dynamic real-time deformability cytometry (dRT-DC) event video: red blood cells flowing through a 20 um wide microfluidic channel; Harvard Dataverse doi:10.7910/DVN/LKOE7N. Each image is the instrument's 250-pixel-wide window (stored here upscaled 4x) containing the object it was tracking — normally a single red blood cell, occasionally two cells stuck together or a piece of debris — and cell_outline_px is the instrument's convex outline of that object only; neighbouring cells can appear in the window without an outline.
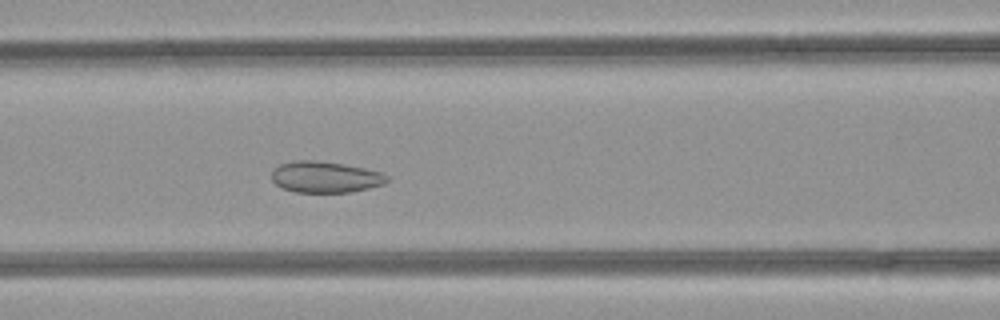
{"species": "common noctule bat (a hibernating species)", "species_latin": "Nyctalus noctula", "temperature_condition": "room temperature", "stored_images_in_passage": 49, "camera_frame_rate_fps": 3000, "um_per_image_px": 0.085, "animal": {"sex": "female", "body_mass_g": 21.9}, "frame": {"image": 1, "passage_image": 20, "time_ms": 6.333, "image_size_px": [1000, 320], "cell_outline_px": [[388, 180], [384, 184], [368, 188], [348, 192], [296, 192], [280, 188], [272, 180], [272, 168], [280, 164], [292, 160], [316, 160], [344, 164], [364, 168], [380, 172], [388, 176]], "centroid_in_image_um": [27.6, 15.04], "position_along_channel_um": 139.0, "area_um2": 21.1}}
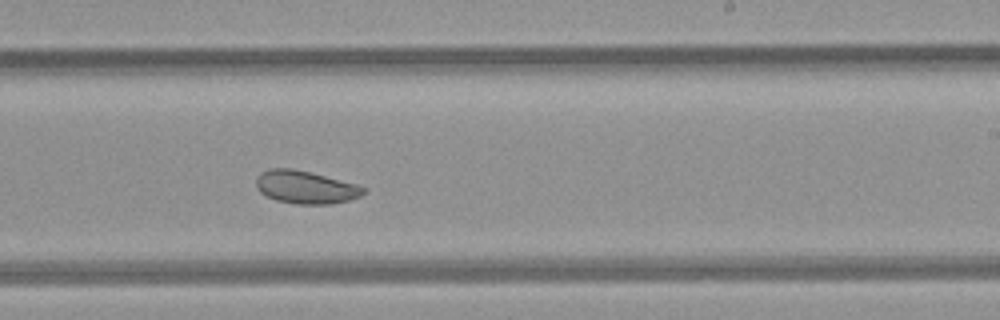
{"frame": {"image": 2, "passage_image": 29, "time_ms": 9.333, "image_size_px": [1000, 320], "cell_outline_px": [[368, 188], [360, 196], [348, 200], [328, 204], [296, 204], [276, 200], [260, 192], [256, 188], [256, 176], [260, 172], [272, 168], [292, 168], [356, 184]], "centroid_in_image_um": [25.94, 15.91], "position_along_channel_um": 263.1, "area_um2": 20.4}}
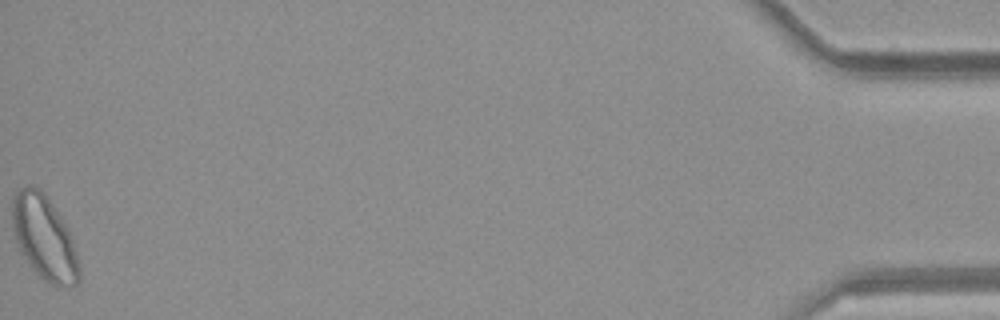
{"frame": {"image": 3, "passage_image": 49, "time_ms": 16.0, "image_size_px": [1000, 320], "cell_outline_px": [[80, 284], [60, 288], [56, 288], [48, 284], [28, 264], [20, 252], [12, 228], [12, 196], [16, 188], [24, 184], [28, 184], [44, 192], [64, 224], [72, 240], [76, 252], [80, 268]], "centroid_in_image_um": [3.73, 20.23], "position_along_channel_um": 431.5, "area_um2": 33.12}, "authors_computed_cell_mechanics": {"area_um2": 26.01, "velocity_mm_per_s": 4.1491, "shape_relaxation_time_tau1_ms": null, "shape_relaxation_time_tau2_ms": 1.2966, "deformation_change_tau1": null, "deformation_change_tau2": 0.0552}}